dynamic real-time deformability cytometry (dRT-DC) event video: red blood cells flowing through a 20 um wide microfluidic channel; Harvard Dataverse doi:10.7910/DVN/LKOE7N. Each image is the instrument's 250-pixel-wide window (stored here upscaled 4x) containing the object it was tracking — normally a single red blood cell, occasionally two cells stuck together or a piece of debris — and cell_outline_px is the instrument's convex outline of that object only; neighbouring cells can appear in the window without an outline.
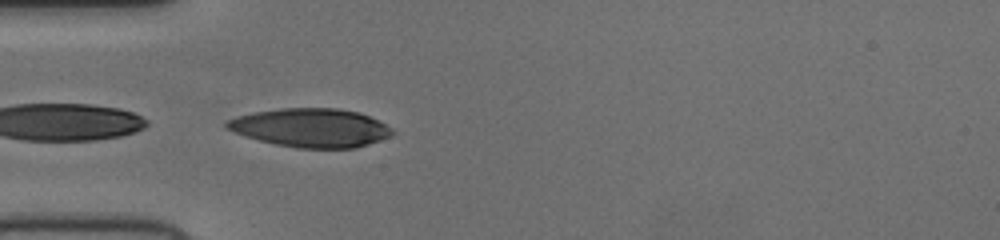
{"species": "human", "species_latin": "Homo sapiens", "temperature_condition": "cold", "stored_images_in_passage": 35, "camera_frame_rate_fps": 3000, "um_per_image_px": 0.085, "donor": {"sex": "female"}, "frame": {"image": 1, "passage_image": 1, "time_ms": 0.0, "image_size_px": [1000, 240], "cell_outline_px": [[396, 132], [392, 136], [356, 148], [296, 148], [276, 144], [244, 136], [224, 128], [224, 124], [228, 120], [236, 116], [252, 112], [280, 108], [336, 108], [360, 112], [392, 128]], "centroid_in_image_um": [26.4, 10.86], "position_along_channel_um": 58.6, "area_um2": 37.45}}
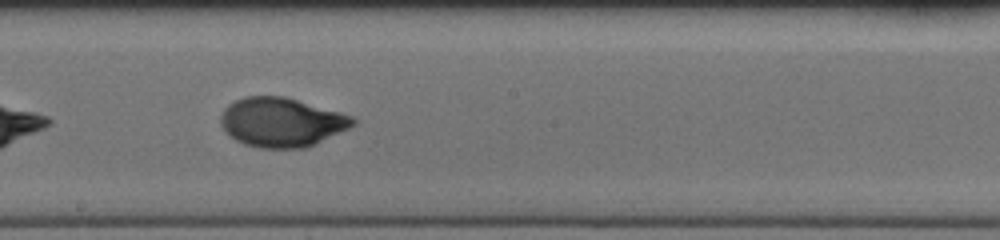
{"frame": {"image": 2, "passage_image": 14, "time_ms": 4.333, "image_size_px": [1000, 240], "cell_outline_px": [[356, 124], [348, 128], [304, 148], [260, 148], [244, 144], [236, 140], [220, 124], [220, 116], [224, 108], [228, 104], [244, 96], [284, 96], [340, 112], [352, 116], [356, 120]], "centroid_in_image_um": [23.91, 10.37], "position_along_channel_um": 224.3, "area_um2": 37.57}}
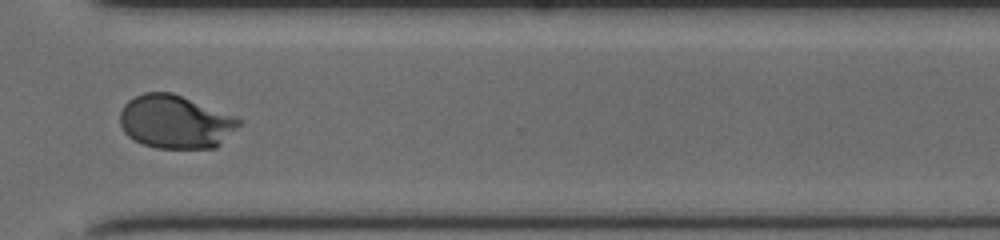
{"frame": {"image": 3, "passage_image": 24, "time_ms": 7.667, "image_size_px": [1000, 240], "cell_outline_px": [[244, 120], [216, 148], [156, 148], [144, 144], [128, 136], [124, 132], [120, 124], [120, 112], [124, 104], [128, 100], [144, 92], [172, 92], [236, 116]], "centroid_in_image_um": [14.91, 10.34], "position_along_channel_um": 355.7, "area_um2": 36.99}}